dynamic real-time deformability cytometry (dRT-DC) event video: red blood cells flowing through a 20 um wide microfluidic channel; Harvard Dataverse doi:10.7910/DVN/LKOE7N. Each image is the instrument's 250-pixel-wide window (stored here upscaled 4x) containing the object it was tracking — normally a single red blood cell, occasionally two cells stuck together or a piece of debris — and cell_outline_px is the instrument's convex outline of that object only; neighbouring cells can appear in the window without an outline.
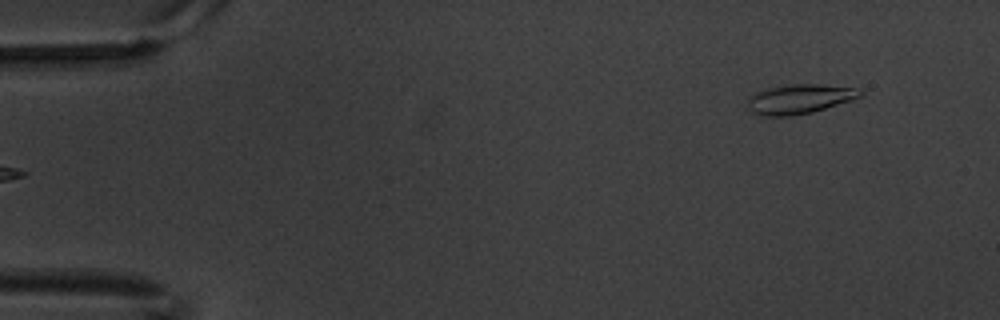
{"species": "common noctule bat (a hibernating species)", "species_latin": "Nyctalus noctula", "temperature_condition": "warm", "stored_images_in_passage": 6, "camera_frame_rate_fps": 3000, "um_per_image_px": 0.085, "animal": {"sex": "male", "body_mass_g": 20.1, "forearm_length_mm": 53.5}, "frame": {"image": 1, "passage_image": 6, "time_ms": 1.667, "image_size_px": [1000, 320], "cell_outline_px": [[864, 92], [860, 96], [852, 100], [812, 112], [788, 116], [764, 116], [752, 112], [748, 108], [748, 100], [756, 92], [768, 88], [792, 84], [820, 84], [860, 88]], "centroid_in_image_um": [67.99, 8.41], "position_along_channel_um": 17.0, "area_um2": 19.25}}